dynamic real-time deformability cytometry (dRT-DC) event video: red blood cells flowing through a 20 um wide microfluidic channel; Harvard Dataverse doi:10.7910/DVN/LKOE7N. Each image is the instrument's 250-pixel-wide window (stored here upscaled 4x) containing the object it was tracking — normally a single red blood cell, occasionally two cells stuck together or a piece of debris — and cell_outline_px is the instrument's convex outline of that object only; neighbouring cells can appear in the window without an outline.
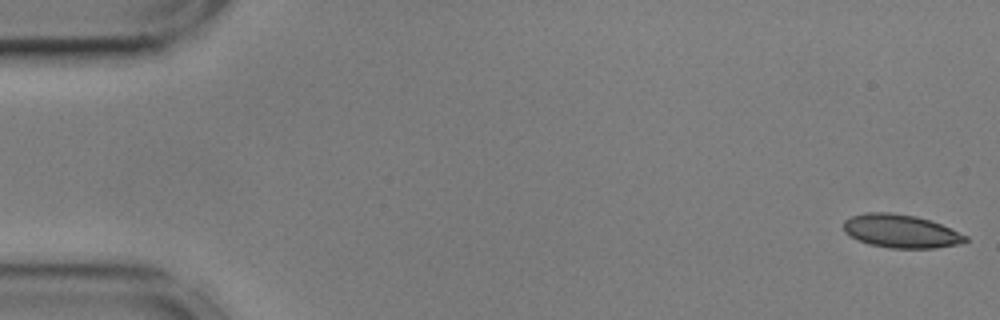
{"species": "common noctule bat (a hibernating species)", "species_latin": "Nyctalus noctula", "temperature_condition": "cold", "stored_images_in_passage": 55, "camera_frame_rate_fps": 3000, "um_per_image_px": 0.085, "animal": {"sex": "male", "body_mass_g": 17.9, "forearm_length_mm": 54.2}, "frame": {"image": 1, "passage_image": 1, "time_ms": 0.0, "image_size_px": [1000, 320], "cell_outline_px": [[968, 240], [956, 244], [936, 248], [888, 248], [868, 244], [844, 232], [844, 220], [852, 216], [864, 212], [888, 212], [916, 216], [940, 224], [968, 236]], "centroid_in_image_um": [76.55, 19.65], "position_along_channel_um": 8.5, "area_um2": 23.47}}
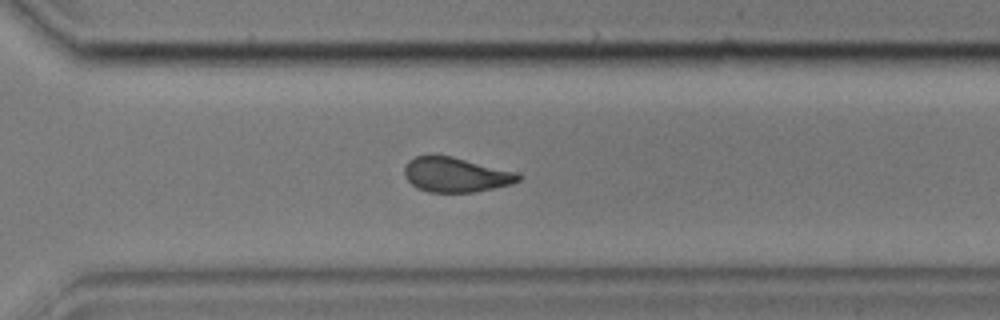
{"frame": {"image": 2, "passage_image": 39, "time_ms": 12.667, "image_size_px": [1000, 320], "cell_outline_px": [[524, 176], [520, 180], [512, 184], [472, 192], [428, 192], [416, 188], [404, 176], [404, 168], [408, 160], [416, 156], [452, 156], [516, 172]], "centroid_in_image_um": [38.73, 14.86], "position_along_channel_um": 331.9, "area_um2": 22.95}}
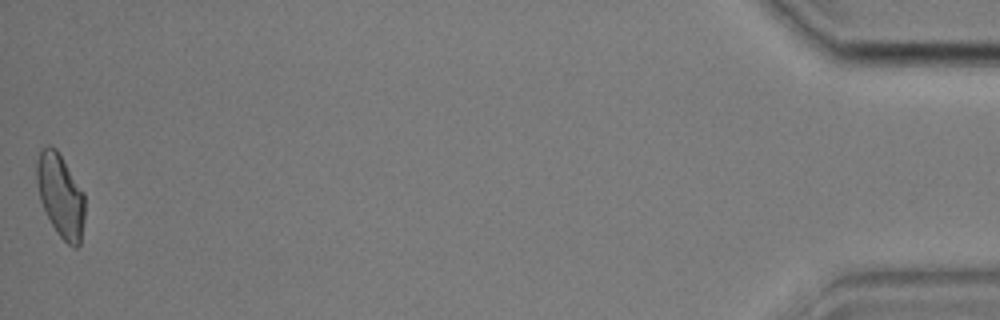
{"frame": {"image": 3, "passage_image": 55, "time_ms": 18.0, "image_size_px": [1000, 320], "cell_outline_px": [[84, 220], [80, 244], [76, 248], [72, 248], [56, 232], [40, 200], [36, 180], [36, 160], [40, 148], [48, 144], [56, 148], [84, 192]], "centroid_in_image_um": [5.13, 16.59], "position_along_channel_um": 430.1, "area_um2": 23.47}, "authors_computed_cell_mechanics": {"area_um2": 23.8714, "velocity_mm_per_s": 3.5967, "shape_relaxation_time_tau1_ms": null, "shape_relaxation_time_tau2_ms": 2.985, "deformation_change_tau1": null, "deformation_change_tau2": 0.079}}